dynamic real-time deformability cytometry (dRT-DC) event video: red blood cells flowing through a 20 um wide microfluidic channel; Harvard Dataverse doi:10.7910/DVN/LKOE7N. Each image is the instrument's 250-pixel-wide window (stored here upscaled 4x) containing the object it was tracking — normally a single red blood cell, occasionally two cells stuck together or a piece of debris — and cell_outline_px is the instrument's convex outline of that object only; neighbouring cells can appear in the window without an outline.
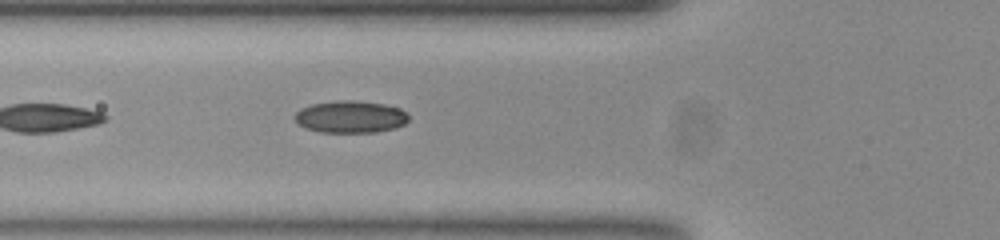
{"species": "common noctule bat (a hibernating species)", "species_latin": "Nyctalus noctula", "temperature_condition": "room temperature", "stored_images_in_passage": 33, "camera_frame_rate_fps": 3000, "um_per_image_px": 0.085, "animal": {"sex": "female", "body_mass_g": 23.0, "forearm_length_mm": 53.4}, "frame": {"image": 1, "passage_image": 3, "time_ms": 0.667, "image_size_px": [1000, 240], "cell_outline_px": [[404, 120], [396, 124], [384, 128], [316, 128], [308, 124], [300, 116], [304, 112], [312, 108], [324, 104], [372, 104], [392, 108], [400, 112], [404, 116]], "centroid_in_image_um": [29.92, 9.89], "position_along_channel_um": 95.9, "area_um2": 15.2}}
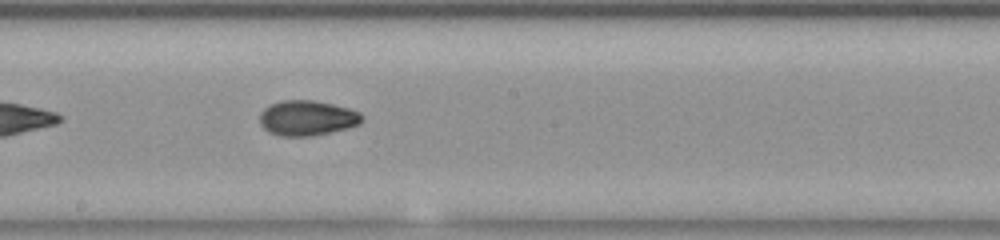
{"frame": {"image": 2, "passage_image": 13, "time_ms": 4.0, "image_size_px": [1000, 240], "cell_outline_px": [[360, 116], [352, 124], [312, 132], [284, 132], [272, 128], [268, 124], [264, 116], [272, 108], [280, 104], [320, 104], [352, 112]], "centroid_in_image_um": [26.18, 10.01], "position_along_channel_um": 222.0, "area_um2": 14.8}}
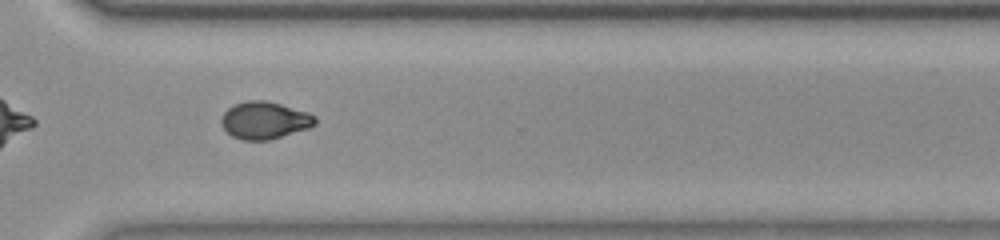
{"frame": {"image": 3, "passage_image": 23, "time_ms": 7.333, "image_size_px": [1000, 240], "cell_outline_px": [[312, 124], [276, 136], [240, 136], [232, 132], [224, 124], [224, 116], [232, 108], [240, 104], [272, 104], [312, 116]], "centroid_in_image_um": [22.47, 10.21], "position_along_channel_um": 348.1, "area_um2": 15.9}, "authors_computed_cell_mechanics": {"area_um2": 15.2014, "velocity_mm_per_s": 3.7739, "shape_relaxation_time_tau1_ms": null, "shape_relaxation_time_tau2_ms": 3.5907, "deformation_change_tau1": null, "deformation_change_tau2": 0.0408}}